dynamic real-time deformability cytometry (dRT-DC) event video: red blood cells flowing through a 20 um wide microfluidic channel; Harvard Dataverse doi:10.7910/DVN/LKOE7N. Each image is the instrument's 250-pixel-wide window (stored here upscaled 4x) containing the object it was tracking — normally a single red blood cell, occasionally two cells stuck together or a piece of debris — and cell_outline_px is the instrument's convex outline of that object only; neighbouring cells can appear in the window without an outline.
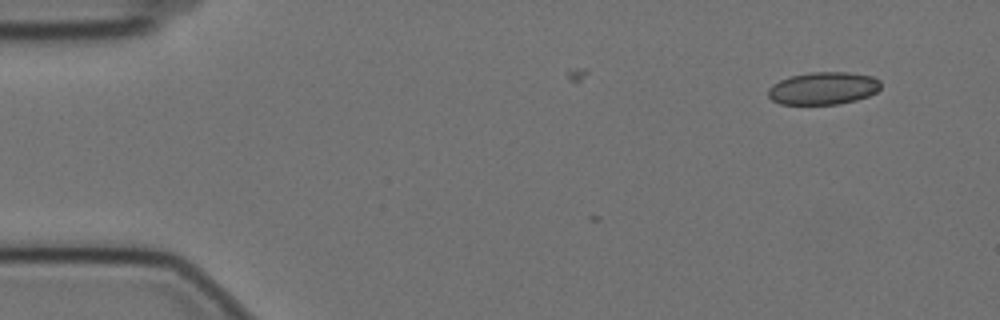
{"species": "Egyptian fruit bat (a non-hibernating species)", "species_latin": "Rousettus aegyptiacus", "temperature_condition": "cold", "stored_images_in_passage": 2, "camera_frame_rate_fps": 3000, "um_per_image_px": 0.085, "animal": {"sex": "female"}, "frame": {"image": 1, "passage_image": 2, "time_ms": 0.333, "image_size_px": [1000, 320], "cell_outline_px": [[880, 88], [876, 92], [868, 96], [856, 100], [840, 104], [780, 104], [772, 100], [768, 96], [768, 88], [772, 84], [780, 80], [792, 76], [812, 72], [848, 72], [872, 76], [880, 80]], "centroid_in_image_um": [69.98, 7.51], "position_along_channel_um": 15.0, "area_um2": 21.39}}